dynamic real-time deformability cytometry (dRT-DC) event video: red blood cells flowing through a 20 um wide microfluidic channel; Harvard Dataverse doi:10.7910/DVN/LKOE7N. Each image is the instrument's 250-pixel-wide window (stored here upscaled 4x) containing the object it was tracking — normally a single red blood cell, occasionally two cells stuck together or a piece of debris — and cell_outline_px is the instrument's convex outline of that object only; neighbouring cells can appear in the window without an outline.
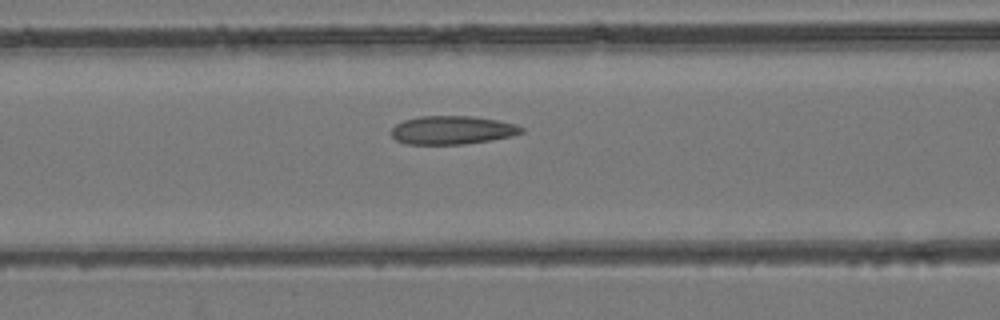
{"species": "common noctule bat (a hibernating species)", "species_latin": "Nyctalus noctula", "temperature_condition": "room temperature", "stored_images_in_passage": 48, "camera_frame_rate_fps": 3000, "um_per_image_px": 0.085, "animal": {"sex": "female", "body_mass_g": 24.6, "forearm_length_mm": 56.2}, "frame": {"image": 1, "passage_image": 20, "time_ms": 6.333, "image_size_px": [1000, 320], "cell_outline_px": [[524, 132], [512, 136], [492, 140], [464, 144], [404, 144], [396, 140], [388, 132], [396, 124], [404, 120], [420, 116], [468, 116], [496, 120], [516, 124], [524, 128]], "centroid_in_image_um": [38.41, 11.06], "position_along_channel_um": 128.2, "area_um2": 21.68}}
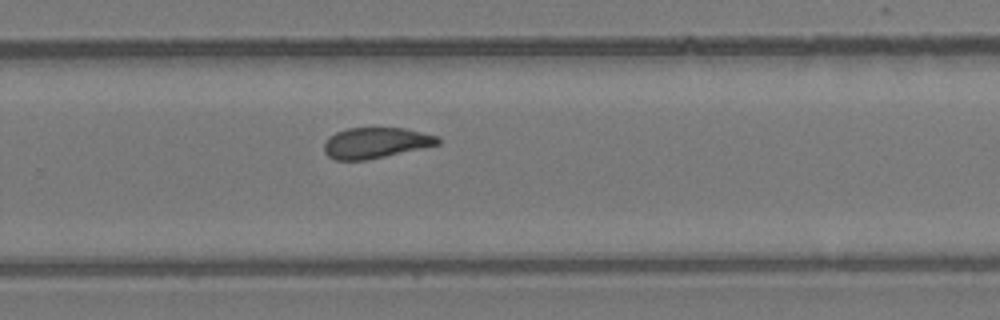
{"frame": {"image": 2, "passage_image": 32, "time_ms": 10.333, "image_size_px": [1000, 320], "cell_outline_px": [[440, 144], [424, 148], [368, 160], [336, 160], [328, 156], [324, 152], [324, 144], [328, 136], [336, 132], [348, 128], [404, 128], [440, 136]], "centroid_in_image_um": [31.95, 12.14], "position_along_channel_um": 297.9, "area_um2": 20.58}}
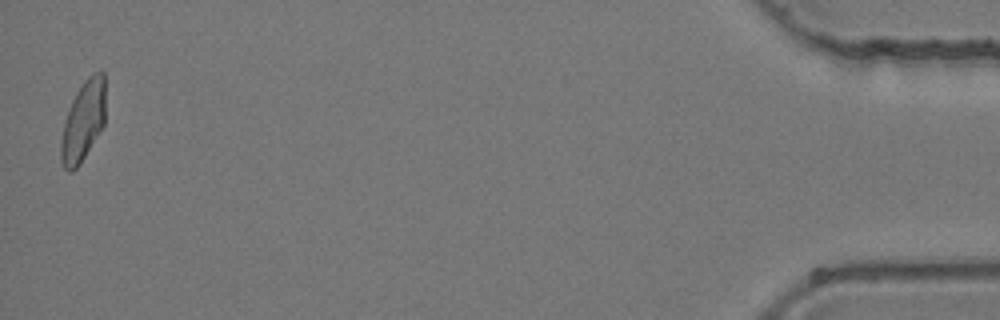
{"frame": {"image": 3, "passage_image": 48, "time_ms": 15.667, "image_size_px": [1000, 320], "cell_outline_px": [[104, 124], [80, 164], [72, 172], [68, 172], [64, 168], [60, 160], [60, 140], [64, 120], [72, 100], [76, 92], [84, 80], [92, 72], [104, 72]], "centroid_in_image_um": [7.04, 10.31], "position_along_channel_um": 428.2, "area_um2": 20.81}}